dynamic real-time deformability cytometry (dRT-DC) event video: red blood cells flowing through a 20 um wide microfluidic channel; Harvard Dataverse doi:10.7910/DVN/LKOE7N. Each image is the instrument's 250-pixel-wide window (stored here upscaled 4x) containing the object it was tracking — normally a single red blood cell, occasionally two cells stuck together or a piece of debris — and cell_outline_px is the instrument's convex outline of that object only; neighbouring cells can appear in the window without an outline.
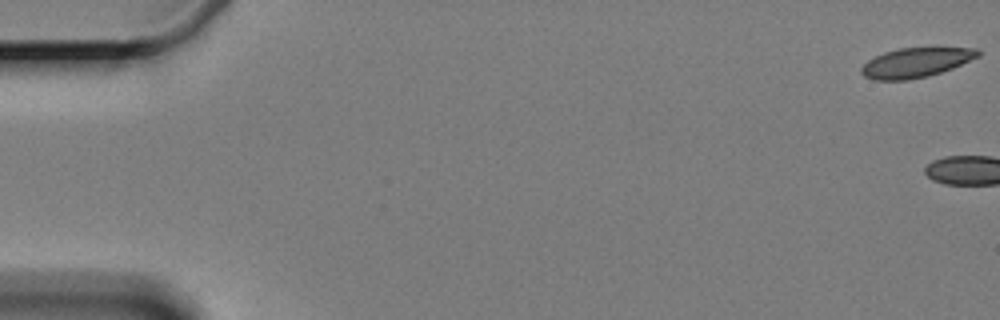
{"species": "Egyptian fruit bat (a non-hibernating species)", "species_latin": "Rousettus aegyptiacus", "temperature_condition": "cold", "stored_images_in_passage": 6, "camera_frame_rate_fps": 3000, "um_per_image_px": 0.085, "animal": {"sex": "female"}, "frame": {"image": 1, "passage_image": 1, "time_ms": 0.0, "image_size_px": [1000, 320], "cell_outline_px": [[980, 56], [952, 68], [928, 76], [904, 80], [872, 80], [864, 76], [860, 72], [860, 68], [868, 60], [884, 52], [900, 48], [936, 44], [980, 48]], "centroid_in_image_um": [77.94, 5.25], "position_along_channel_um": 7.1, "area_um2": 21.15}}
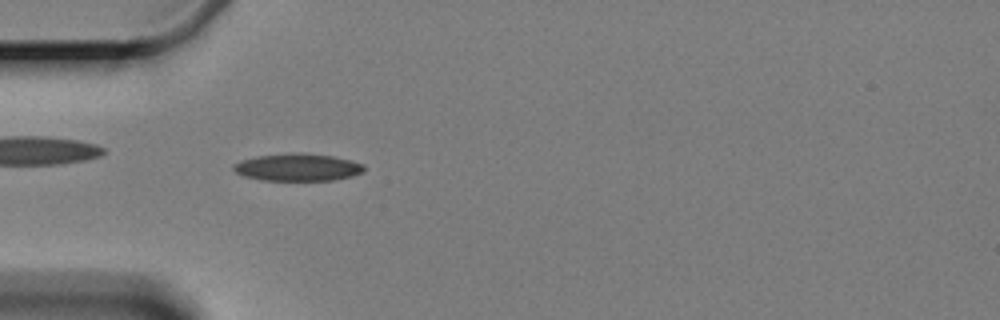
{"frame": {"image": 2, "passage_image": 5, "time_ms": 6.667, "image_size_px": [1000, 320], "cell_outline_px": [[364, 172], [352, 176], [332, 180], [260, 180], [244, 176], [236, 172], [232, 168], [236, 164], [244, 160], [256, 156], [332, 156], [352, 160], [364, 164]], "centroid_in_image_um": [25.36, 14.28], "position_along_channel_um": 59.6, "area_um2": 19.59}}